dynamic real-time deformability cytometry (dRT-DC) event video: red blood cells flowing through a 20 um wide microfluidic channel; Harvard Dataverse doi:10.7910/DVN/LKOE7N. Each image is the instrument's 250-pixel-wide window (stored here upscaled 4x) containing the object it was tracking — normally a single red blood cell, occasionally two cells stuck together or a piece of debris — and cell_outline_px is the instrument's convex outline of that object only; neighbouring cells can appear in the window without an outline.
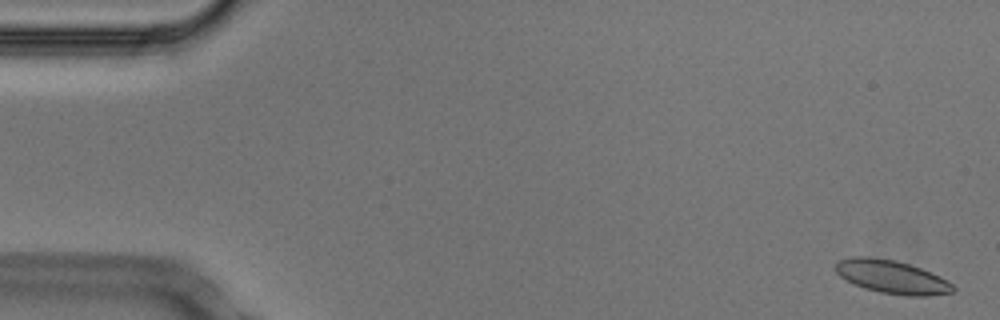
{"species": "Egyptian fruit bat (a non-hibernating species)", "species_latin": "Rousettus aegyptiacus", "temperature_condition": "cold", "stored_images_in_passage": 15, "camera_frame_rate_fps": 3000, "um_per_image_px": 0.085, "animal": {"sex": "male"}, "frame": {"image": 1, "passage_image": 2, "time_ms": 0.333, "image_size_px": [1000, 320], "cell_outline_px": [[956, 288], [952, 292], [928, 296], [908, 296], [880, 292], [864, 288], [840, 276], [836, 272], [836, 264], [840, 260], [852, 256], [868, 256], [896, 260], [920, 268], [940, 276], [948, 280]], "centroid_in_image_um": [75.83, 23.53], "position_along_channel_um": 9.2, "area_um2": 22.66}}
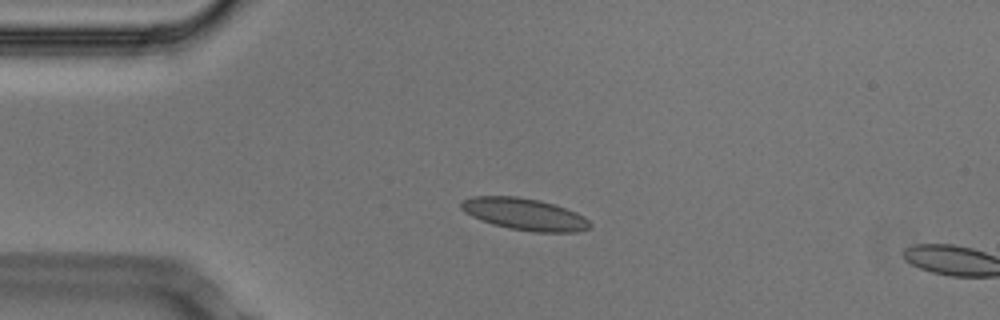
{"frame": {"image": 2, "passage_image": 13, "time_ms": 4.0, "image_size_px": [1000, 320], "cell_outline_px": [[592, 224], [588, 228], [576, 232], [532, 232], [508, 228], [492, 224], [480, 220], [464, 212], [460, 208], [460, 200], [472, 196], [516, 196], [540, 200], [576, 212], [584, 216]], "centroid_in_image_um": [44.54, 18.2], "position_along_channel_um": 40.5, "area_um2": 24.04}}